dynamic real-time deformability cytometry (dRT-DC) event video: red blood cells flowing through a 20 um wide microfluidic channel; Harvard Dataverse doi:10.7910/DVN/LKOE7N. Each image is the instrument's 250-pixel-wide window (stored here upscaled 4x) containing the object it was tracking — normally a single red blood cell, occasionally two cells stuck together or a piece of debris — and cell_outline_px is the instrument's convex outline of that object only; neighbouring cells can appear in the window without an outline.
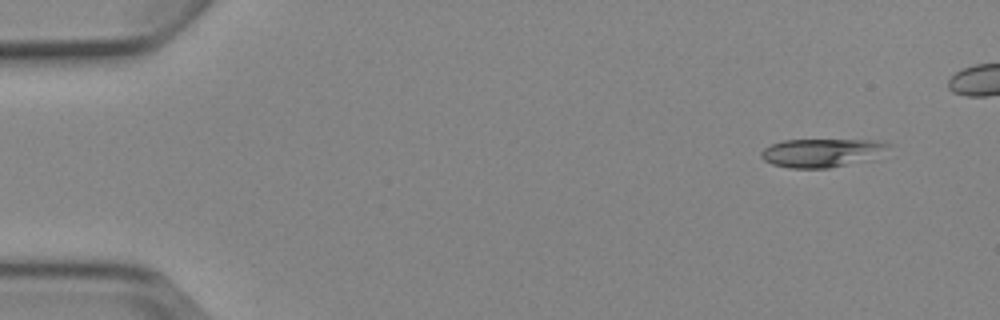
{"species": "Egyptian fruit bat (a non-hibernating species)", "species_latin": "Rousettus aegyptiacus", "temperature_condition": "cold", "stored_images_in_passage": 5, "camera_frame_rate_fps": 3000, "um_per_image_px": 0.085, "animal": {"sex": "female"}, "frame": {"image": 1, "passage_image": 1, "time_ms": 0.0, "image_size_px": [1000, 320], "cell_outline_px": [[892, 144], [872, 160], [828, 168], [788, 168], [772, 164], [764, 160], [760, 156], [760, 152], [764, 148], [772, 144], [784, 140], [884, 140]], "centroid_in_image_um": [69.88, 12.99], "position_along_channel_um": 15.1, "area_um2": 21.33}}